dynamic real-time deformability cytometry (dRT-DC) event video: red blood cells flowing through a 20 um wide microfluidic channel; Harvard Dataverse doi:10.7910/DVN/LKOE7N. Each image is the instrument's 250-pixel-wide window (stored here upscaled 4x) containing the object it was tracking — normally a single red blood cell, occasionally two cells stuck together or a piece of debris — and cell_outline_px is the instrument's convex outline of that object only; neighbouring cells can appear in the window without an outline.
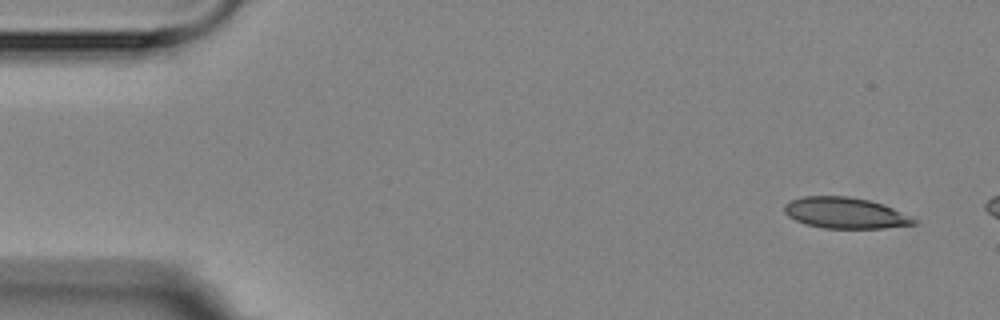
{"species": "Egyptian fruit bat (a non-hibernating species)", "species_latin": "Rousettus aegyptiacus", "temperature_condition": "room temperature", "stored_images_in_passage": 3, "camera_frame_rate_fps": 3000, "um_per_image_px": 0.085, "animal": {"sex": "female"}, "frame": {"image": 1, "passage_image": 1, "time_ms": 0.0, "image_size_px": [1000, 320], "cell_outline_px": [[920, 220], [916, 224], [884, 228], [824, 228], [804, 224], [788, 216], [784, 212], [784, 204], [792, 200], [804, 196], [848, 196], [868, 200], [884, 204], [912, 216]], "centroid_in_image_um": [71.88, 18.1], "position_along_channel_um": 13.1, "area_um2": 23.58}}